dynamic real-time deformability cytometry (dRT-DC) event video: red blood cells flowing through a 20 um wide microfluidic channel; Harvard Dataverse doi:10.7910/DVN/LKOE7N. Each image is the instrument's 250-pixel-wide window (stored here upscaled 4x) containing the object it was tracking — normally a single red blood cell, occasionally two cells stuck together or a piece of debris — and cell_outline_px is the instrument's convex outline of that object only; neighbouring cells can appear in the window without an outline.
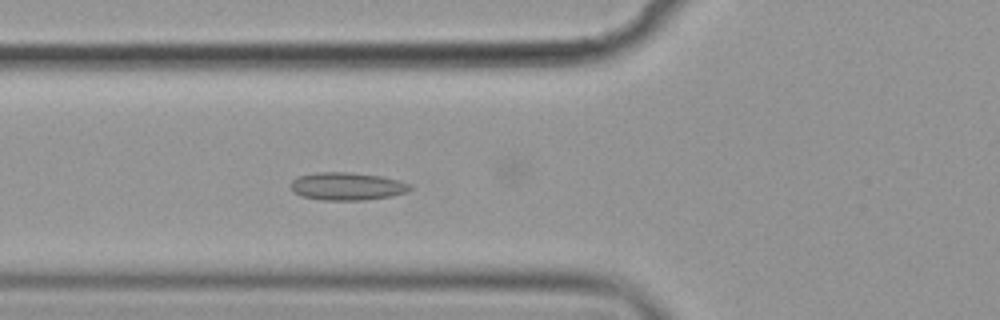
{"species": "common noctule bat (a hibernating species)", "species_latin": "Nyctalus noctula", "temperature_condition": "cold", "stored_images_in_passage": 41, "camera_frame_rate_fps": 3000, "um_per_image_px": 0.085, "animal": {"sex": "female", "body_mass_g": 19.9}, "frame": {"image": 1, "passage_image": 5, "time_ms": 1.333, "image_size_px": [1000, 320], "cell_outline_px": [[412, 188], [404, 192], [392, 196], [364, 200], [320, 200], [300, 196], [292, 192], [288, 188], [288, 184], [292, 180], [300, 176], [316, 172], [352, 172], [380, 176], [400, 180], [412, 184]], "centroid_in_image_um": [29.45, 15.83], "position_along_channel_um": 96.4, "area_um2": 19.65}}
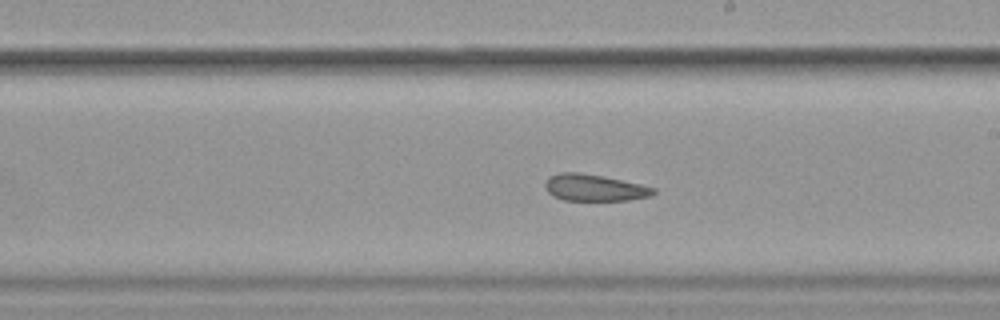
{"frame": {"image": 2, "passage_image": 17, "time_ms": 5.333, "image_size_px": [1000, 320], "cell_outline_px": [[656, 192], [652, 196], [628, 200], [564, 200], [552, 196], [544, 188], [544, 184], [548, 176], [560, 172], [576, 172], [600, 176], [640, 184], [656, 188]], "centroid_in_image_um": [50.49, 15.96], "position_along_channel_um": 238.5, "area_um2": 16.82}}
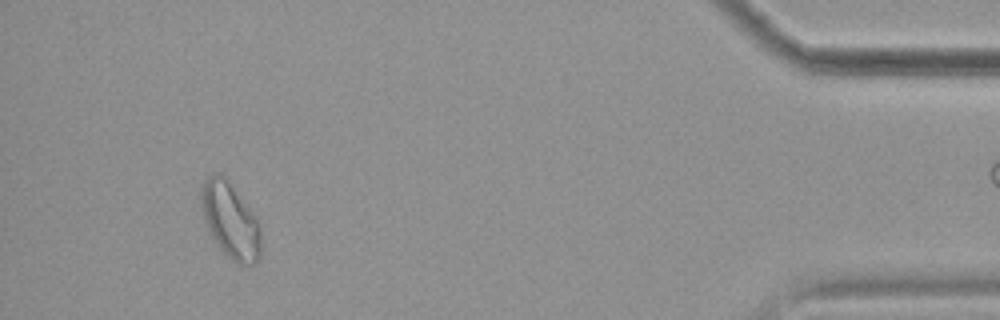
{"frame": {"image": 3, "passage_image": 37, "time_ms": 12.0, "image_size_px": [1000, 320], "cell_outline_px": [[260, 260], [252, 264], [236, 264], [212, 240], [204, 220], [200, 196], [204, 180], [208, 176], [216, 172], [220, 172], [228, 176], [256, 216], [260, 228]], "centroid_in_image_um": [19.58, 18.68], "position_along_channel_um": 415.6, "area_um2": 26.93}, "authors_computed_cell_mechanics": {"area_um2": 18.8428, "velocity_mm_per_s": 3.5641, "shape_relaxation_time_tau1_ms": null, "shape_relaxation_time_tau2_ms": 6.0427, "deformation_change_tau1": null, "deformation_change_tau2": 0.0767}}